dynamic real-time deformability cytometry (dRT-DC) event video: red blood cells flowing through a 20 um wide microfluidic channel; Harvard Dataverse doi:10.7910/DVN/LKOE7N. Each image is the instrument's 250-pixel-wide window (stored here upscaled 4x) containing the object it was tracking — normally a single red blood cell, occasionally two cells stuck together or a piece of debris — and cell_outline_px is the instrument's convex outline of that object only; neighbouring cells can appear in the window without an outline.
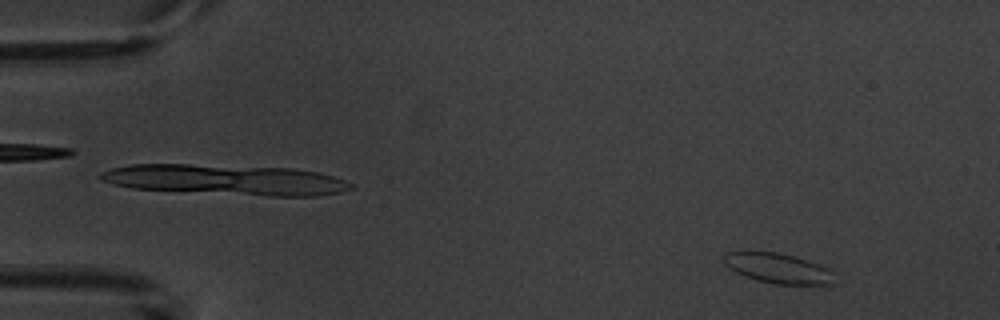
{"species": "common noctule bat (a hibernating species)", "species_latin": "Nyctalus noctula", "temperature_condition": "warm", "stored_images_in_passage": 5, "camera_frame_rate_fps": 3000, "um_per_image_px": 0.085, "animal": {"sex": "male", "body_mass_g": 20.1, "forearm_length_mm": 53.5}, "frame": {"image": 1, "passage_image": 5, "time_ms": 5.667, "image_size_px": [1000, 320], "cell_outline_px": [[840, 284], [776, 284], [744, 276], [728, 268], [720, 260], [724, 252], [752, 248], [776, 252], [792, 256], [828, 268], [836, 272]], "centroid_in_image_um": [66.08, 22.76], "position_along_channel_um": 18.9, "area_um2": 20.29}}